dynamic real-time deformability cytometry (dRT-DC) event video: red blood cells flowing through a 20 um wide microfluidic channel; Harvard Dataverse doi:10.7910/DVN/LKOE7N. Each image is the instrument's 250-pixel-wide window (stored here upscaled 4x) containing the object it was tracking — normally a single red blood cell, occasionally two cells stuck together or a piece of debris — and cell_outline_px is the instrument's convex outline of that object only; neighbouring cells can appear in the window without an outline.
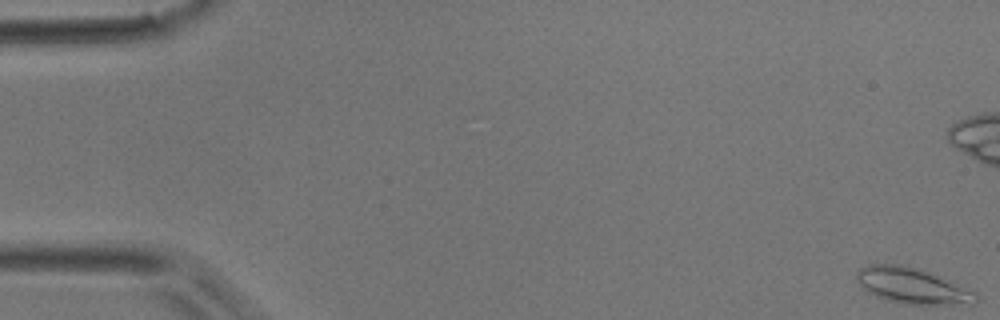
{"species": "common noctule bat (a hibernating species)", "species_latin": "Nyctalus noctula", "temperature_condition": "room temperature", "stored_images_in_passage": 4, "camera_frame_rate_fps": 3000, "um_per_image_px": 0.085, "animal": {"sex": "male", "body_mass_g": 17.9}, "frame": {"image": 1, "passage_image": 1, "time_ms": 0.0, "image_size_px": [1000, 320], "cell_outline_px": [[980, 296], [976, 304], [904, 304], [884, 300], [868, 292], [856, 280], [856, 272], [860, 268], [868, 264], [900, 264], [916, 268], [952, 280], [976, 292]], "centroid_in_image_um": [77.57, 24.3], "position_along_channel_um": 7.4, "area_um2": 25.14}}